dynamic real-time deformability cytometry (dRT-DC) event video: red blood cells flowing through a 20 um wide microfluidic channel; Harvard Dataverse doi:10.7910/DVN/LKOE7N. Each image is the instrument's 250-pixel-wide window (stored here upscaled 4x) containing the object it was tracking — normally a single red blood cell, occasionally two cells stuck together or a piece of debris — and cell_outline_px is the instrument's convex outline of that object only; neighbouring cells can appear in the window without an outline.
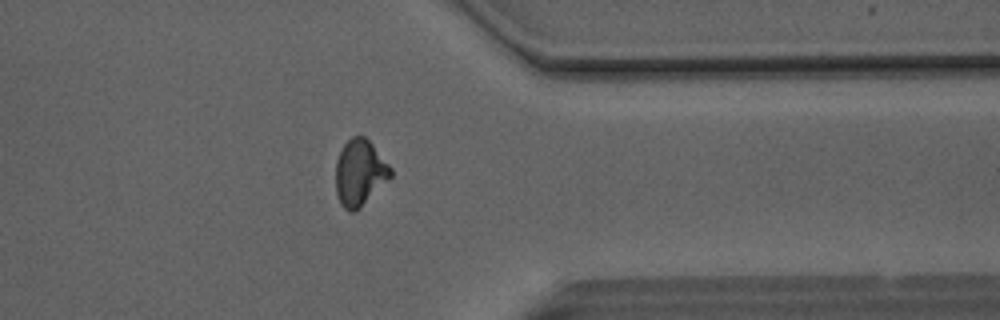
{"species": "Egyptian fruit bat (a non-hibernating species)", "species_latin": "Rousettus aegyptiacus", "temperature_condition": "room temperature", "stored_images_in_passage": 35, "camera_frame_rate_fps": 3000, "um_per_image_px": 0.085, "animal": {"sex": "male"}, "frame": {"image": 1, "passage_image": 25, "time_ms": 8.0, "image_size_px": [1000, 320], "cell_outline_px": [[392, 176], [356, 212], [348, 212], [340, 204], [336, 192], [336, 160], [344, 144], [352, 136], [364, 136], [372, 144], [392, 168]], "centroid_in_image_um": [30.57, 14.7], "position_along_channel_um": 380.8, "area_um2": 21.15}}
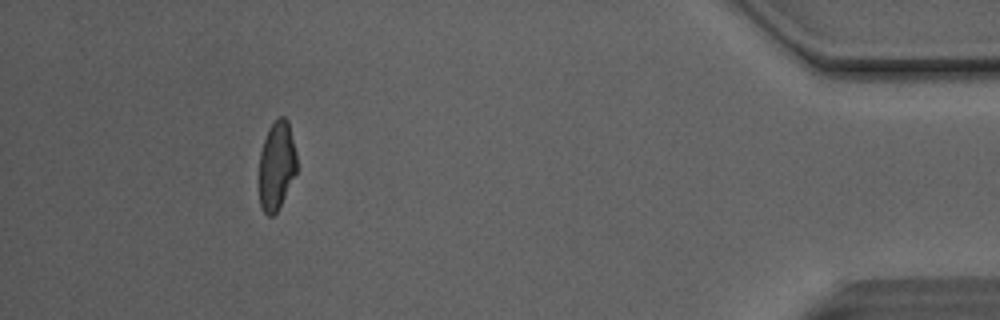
{"frame": {"image": 2, "passage_image": 31, "time_ms": 10.0, "image_size_px": [1000, 320], "cell_outline_px": [[296, 172], [276, 212], [272, 216], [268, 216], [264, 212], [260, 204], [260, 152], [268, 128], [280, 116], [284, 116], [288, 120], [296, 152]], "centroid_in_image_um": [23.51, 14.04], "position_along_channel_um": 411.7, "area_um2": 19.07}}